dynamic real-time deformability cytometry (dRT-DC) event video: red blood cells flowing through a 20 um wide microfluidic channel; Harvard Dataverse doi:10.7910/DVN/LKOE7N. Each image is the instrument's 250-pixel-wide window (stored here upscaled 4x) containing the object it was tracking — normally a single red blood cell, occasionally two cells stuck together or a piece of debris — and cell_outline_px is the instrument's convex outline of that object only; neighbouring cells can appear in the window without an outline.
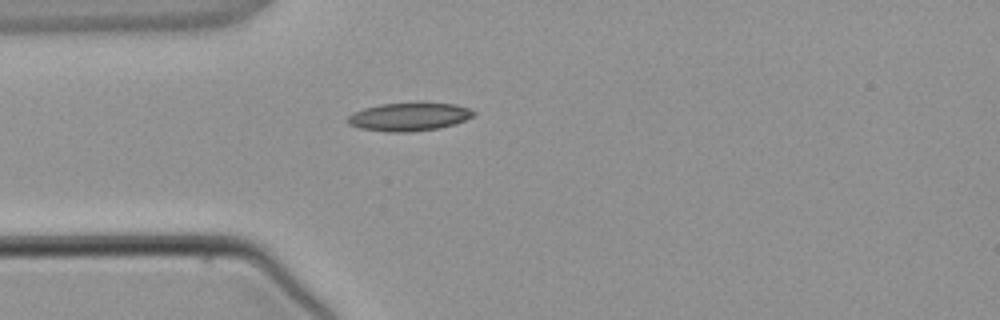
{"species": "common noctule bat (a hibernating species)", "species_latin": "Nyctalus noctula", "temperature_condition": "warm", "stored_images_in_passage": 2, "camera_frame_rate_fps": 3000, "um_per_image_px": 0.085, "animal": {"sex": "male", "body_mass_g": 21.5, "forearm_length_mm": 52.0}, "frame": {"image": 1, "passage_image": 1, "time_ms": 0.0, "image_size_px": [1000, 320], "cell_outline_px": [[476, 112], [472, 116], [464, 120], [440, 128], [408, 132], [388, 132], [360, 128], [348, 124], [344, 120], [352, 112], [364, 108], [380, 104], [456, 104], [468, 108]], "centroid_in_image_um": [34.7, 9.94], "position_along_channel_um": 50.3, "area_um2": 20.35}}